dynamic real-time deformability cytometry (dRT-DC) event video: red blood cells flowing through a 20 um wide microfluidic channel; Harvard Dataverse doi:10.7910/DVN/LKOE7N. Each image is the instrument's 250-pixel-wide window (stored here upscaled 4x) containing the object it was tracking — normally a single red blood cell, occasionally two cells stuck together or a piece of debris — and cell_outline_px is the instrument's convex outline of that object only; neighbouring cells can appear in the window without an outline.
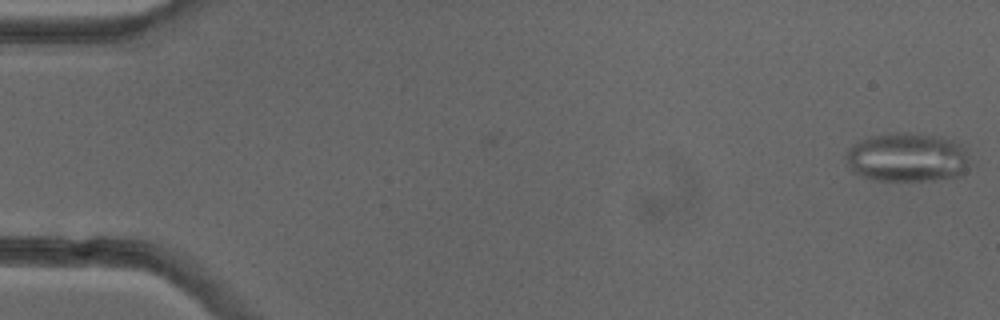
{"species": "common noctule bat (a hibernating species)", "species_latin": "Nyctalus noctula", "temperature_condition": "cold", "stored_images_in_passage": 51, "camera_frame_rate_fps": 3000, "um_per_image_px": 0.085, "animal": {"sex": "female"}, "frame": {"image": 1, "passage_image": 1, "time_ms": 0.0, "image_size_px": [1000, 320], "cell_outline_px": [[968, 168], [960, 176], [932, 180], [876, 180], [860, 176], [852, 172], [844, 156], [848, 148], [860, 140], [868, 136], [896, 132], [904, 132], [936, 136], [956, 140], [968, 152]], "centroid_in_image_um": [77.1, 13.37], "position_along_channel_um": 7.9, "area_um2": 35.72}, "authors_computed_cell_mechanics": {"area_um2": 26.4724, "velocity_mm_per_s": 4.0034, "shape_relaxation_time_tau1_ms": null, "shape_relaxation_time_tau2_ms": 3.3342, "deformation_change_tau1": null, "deformation_change_tau2": 0.1357}}